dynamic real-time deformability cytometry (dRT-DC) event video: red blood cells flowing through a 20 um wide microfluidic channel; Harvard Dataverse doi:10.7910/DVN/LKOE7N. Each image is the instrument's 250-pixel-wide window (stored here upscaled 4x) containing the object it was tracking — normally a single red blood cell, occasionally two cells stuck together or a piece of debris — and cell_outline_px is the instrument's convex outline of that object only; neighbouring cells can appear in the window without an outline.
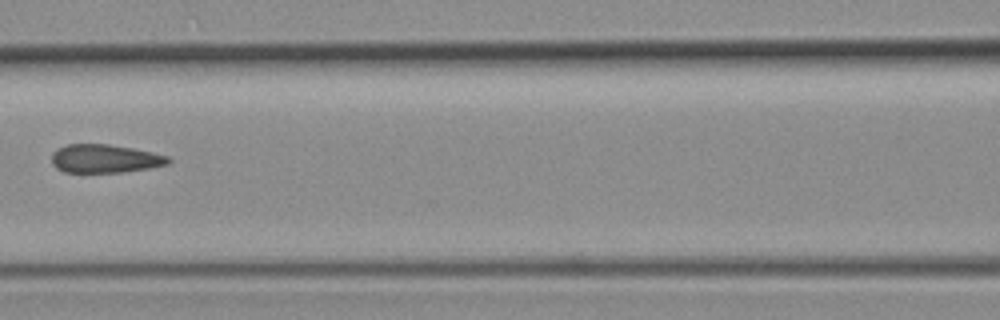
{"species": "common noctule bat (a hibernating species)", "species_latin": "Nyctalus noctula", "temperature_condition": "room temperature", "stored_images_in_passage": 5, "segment_of_instrument_passage": [1, 2], "camera_frame_rate_fps": 3000, "um_per_image_px": 0.085, "animal": {"sex": "female", "body_mass_g": 19.3, "forearm_length_mm": 54.1}, "frame": {"image": 1, "passage_image": 3, "time_ms": 0.667, "image_size_px": [1000, 320], "cell_outline_px": [[172, 160], [168, 164], [148, 168], [124, 172], [64, 172], [56, 168], [52, 164], [52, 152], [56, 148], [68, 144], [108, 144], [132, 148], [152, 152], [168, 156]], "centroid_in_image_um": [8.89, 13.48], "position_along_channel_um": 157.7, "area_um2": 19.36}}
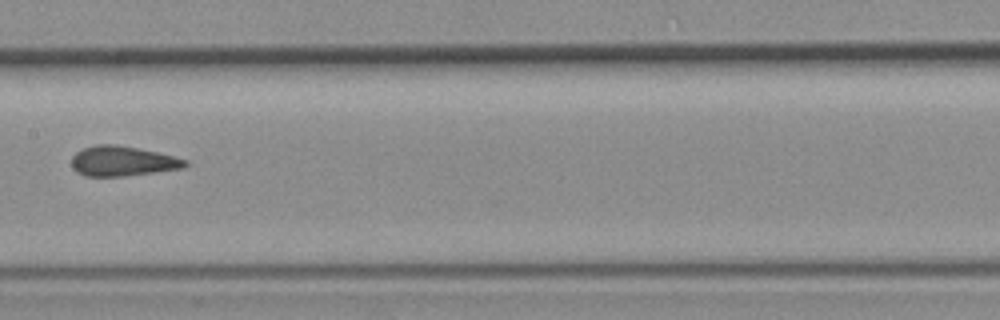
{"frame": {"image": 2, "passage_image": 4, "time_ms": 1.0, "image_size_px": [1000, 320], "cell_outline_px": [[188, 164], [184, 168], [124, 176], [84, 176], [76, 172], [72, 168], [72, 156], [76, 152], [84, 148], [96, 144], [116, 144], [156, 152], [188, 160]], "centroid_in_image_um": [10.39, 13.7], "position_along_channel_um": 197.0, "area_um2": 19.77}}